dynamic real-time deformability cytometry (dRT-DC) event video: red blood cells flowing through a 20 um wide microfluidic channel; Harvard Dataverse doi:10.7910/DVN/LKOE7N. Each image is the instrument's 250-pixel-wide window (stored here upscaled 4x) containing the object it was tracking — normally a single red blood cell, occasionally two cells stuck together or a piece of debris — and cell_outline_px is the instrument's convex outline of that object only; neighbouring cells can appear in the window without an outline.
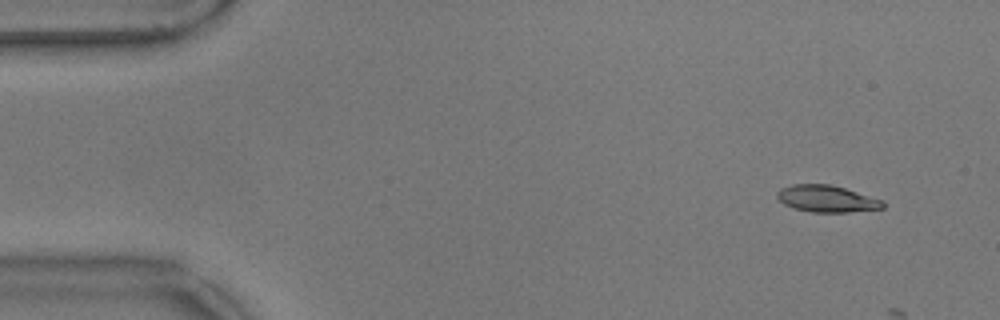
{"species": "common noctule bat (a hibernating species)", "species_latin": "Nyctalus noctula", "temperature_condition": "warm", "stored_images_in_passage": 4, "camera_frame_rate_fps": 3000, "um_per_image_px": 0.085, "animal": {"sex": "male", "body_mass_g": 17.9}, "frame": {"image": 1, "passage_image": 1, "time_ms": 0.0, "image_size_px": [1000, 320], "cell_outline_px": [[884, 208], [848, 212], [812, 212], [792, 208], [784, 204], [776, 196], [776, 192], [780, 188], [792, 184], [828, 184], [844, 188], [884, 200]], "centroid_in_image_um": [70.25, 16.89], "position_along_channel_um": 14.7, "area_um2": 16.53}}